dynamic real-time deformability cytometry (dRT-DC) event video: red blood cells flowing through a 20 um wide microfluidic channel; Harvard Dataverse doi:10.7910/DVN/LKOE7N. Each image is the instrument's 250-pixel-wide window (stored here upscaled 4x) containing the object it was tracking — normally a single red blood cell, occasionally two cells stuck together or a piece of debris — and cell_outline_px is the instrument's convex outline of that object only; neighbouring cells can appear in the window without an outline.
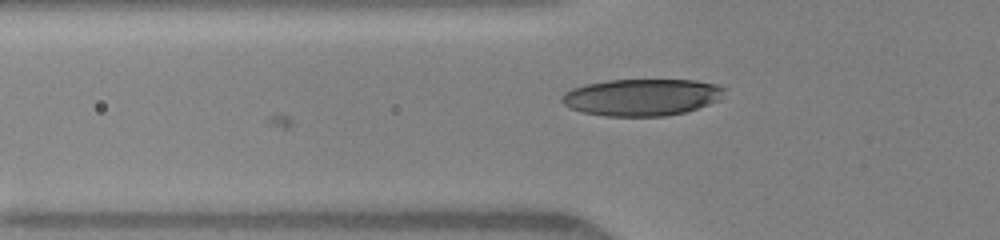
{"species": "human", "species_latin": "Homo sapiens", "temperature_condition": "warm", "stored_images_in_passage": 50, "camera_frame_rate_fps": 3000, "um_per_image_px": 0.085, "donor": {"sex": "female"}, "frame": {"image": 1, "passage_image": 14, "time_ms": 3.667, "image_size_px": [1000, 240], "cell_outline_px": [[724, 88], [716, 100], [708, 104], [688, 112], [664, 116], [604, 116], [584, 112], [572, 108], [564, 104], [560, 100], [564, 92], [572, 88], [584, 84], [608, 80], [696, 80], [716, 84]], "centroid_in_image_um": [54.5, 8.26], "position_along_channel_um": 71.3, "area_um2": 34.74}}
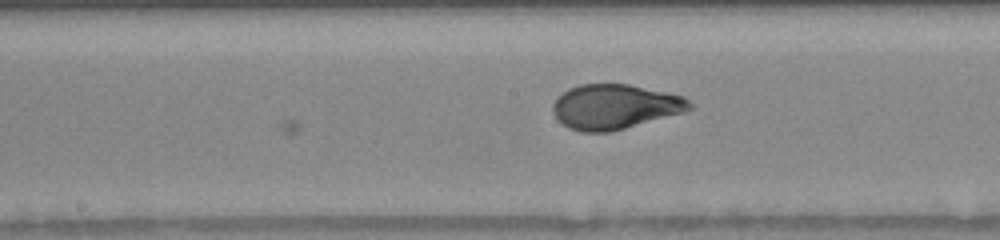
{"frame": {"image": 2, "passage_image": 25, "time_ms": 6.667, "image_size_px": [1000, 240], "cell_outline_px": [[696, 108], [684, 112], [624, 128], [608, 132], [580, 132], [568, 128], [552, 112], [552, 104], [568, 88], [580, 84], [628, 84], [684, 96]], "centroid_in_image_um": [52.27, 9.07], "position_along_channel_um": 195.9, "area_um2": 35.49}}
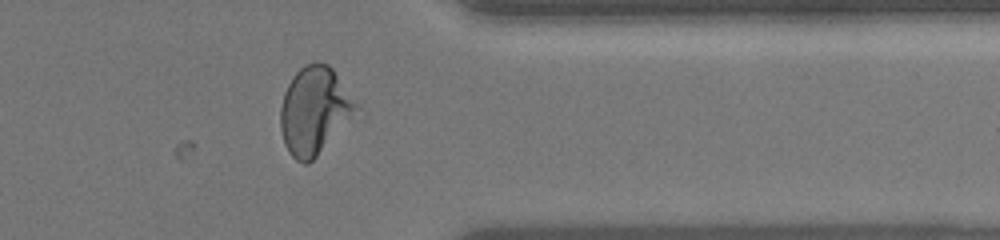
{"frame": {"image": 3, "passage_image": 43, "time_ms": 11.333, "image_size_px": [1000, 240], "cell_outline_px": [[356, 112], [316, 156], [308, 164], [304, 164], [296, 160], [288, 152], [284, 144], [280, 128], [280, 108], [284, 92], [292, 76], [304, 64], [316, 60], [328, 64], [332, 68], [356, 104]], "centroid_in_image_um": [26.65, 9.38], "position_along_channel_um": 384.7, "area_um2": 37.92}}